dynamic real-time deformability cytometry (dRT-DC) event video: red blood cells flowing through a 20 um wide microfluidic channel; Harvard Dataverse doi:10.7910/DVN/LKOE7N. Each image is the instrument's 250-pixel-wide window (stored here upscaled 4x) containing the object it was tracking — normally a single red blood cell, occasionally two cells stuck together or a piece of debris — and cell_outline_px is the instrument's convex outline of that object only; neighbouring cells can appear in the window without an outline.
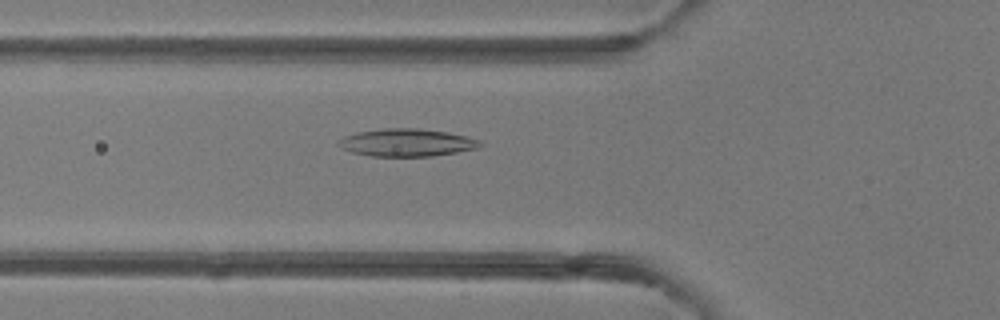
{"species": "common noctule bat (a hibernating species)", "species_latin": "Nyctalus noctula", "temperature_condition": "room temperature", "stored_images_in_passage": 49, "camera_frame_rate_fps": 3000, "um_per_image_px": 0.085, "animal": {"sex": "female"}, "frame": {"image": 1, "passage_image": 18, "time_ms": 5.667, "image_size_px": [1000, 320], "cell_outline_px": [[484, 144], [476, 148], [456, 152], [432, 156], [372, 156], [352, 152], [336, 144], [336, 140], [344, 136], [356, 132], [380, 128], [420, 128], [448, 132], [480, 140]], "centroid_in_image_um": [34.54, 12.11], "position_along_channel_um": 91.3, "area_um2": 22.83}}
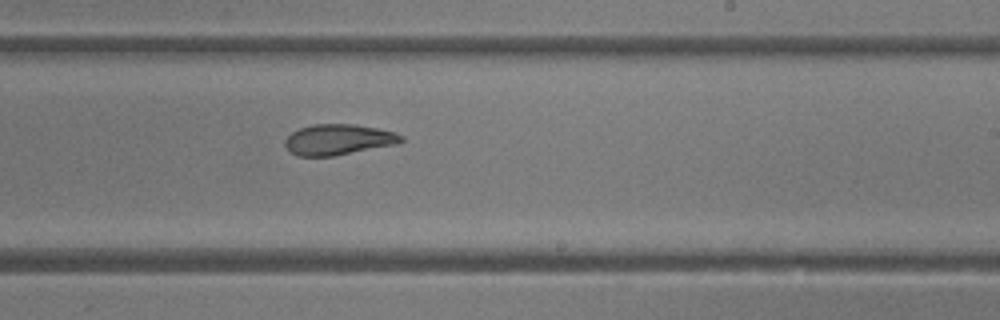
{"frame": {"image": 2, "passage_image": 30, "time_ms": 9.667, "image_size_px": [1000, 320], "cell_outline_px": [[404, 140], [400, 144], [332, 156], [296, 156], [284, 144], [284, 140], [292, 132], [300, 128], [312, 124], [356, 124], [396, 132], [404, 136]], "centroid_in_image_um": [28.81, 11.86], "position_along_channel_um": 260.2, "area_um2": 20.92}}
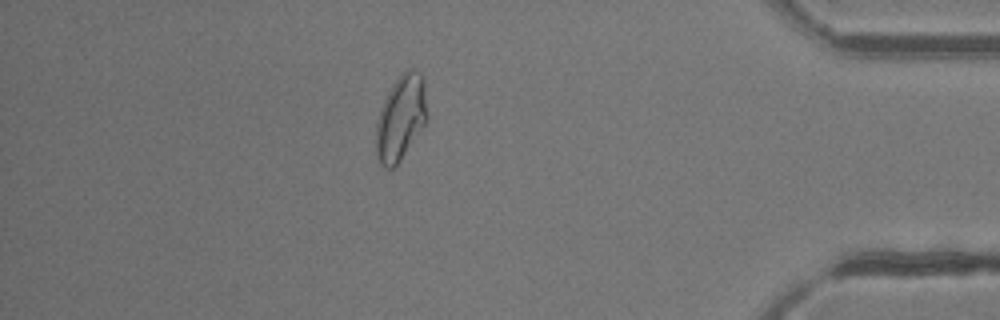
{"frame": {"image": 3, "passage_image": 43, "time_ms": 14.0, "image_size_px": [1000, 320], "cell_outline_px": [[428, 120], [400, 160], [392, 168], [384, 168], [380, 164], [376, 156], [376, 124], [384, 100], [392, 84], [408, 68], [412, 68], [420, 72], [424, 80], [428, 116]], "centroid_in_image_um": [34.08, 10.01], "position_along_channel_um": 401.1, "area_um2": 25.32}, "authors_computed_cell_mechanics": {"area_um2": 23.8136, "velocity_mm_per_s": 4.2157, "shape_relaxation_time_tau1_ms": null, "shape_relaxation_time_tau2_ms": 2.8574, "deformation_change_tau1": null, "deformation_change_tau2": 0.0982}}